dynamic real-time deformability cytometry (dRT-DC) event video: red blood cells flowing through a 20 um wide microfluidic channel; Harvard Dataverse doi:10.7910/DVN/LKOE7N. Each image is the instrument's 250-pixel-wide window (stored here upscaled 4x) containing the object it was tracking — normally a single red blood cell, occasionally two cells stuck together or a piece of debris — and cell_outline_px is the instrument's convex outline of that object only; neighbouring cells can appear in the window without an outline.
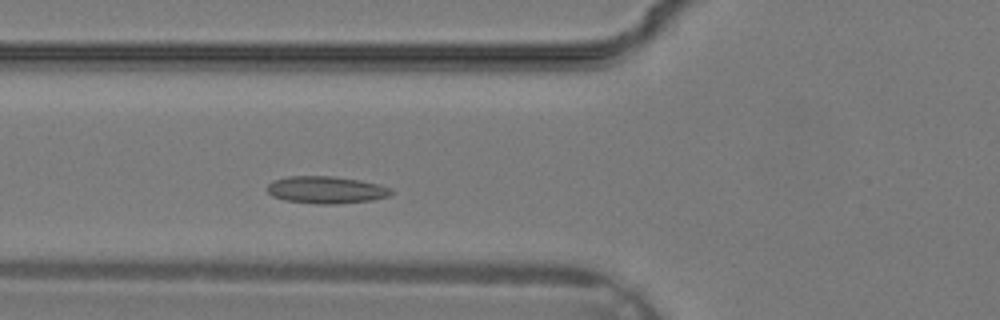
{"species": "common noctule bat (a hibernating species)", "species_latin": "Nyctalus noctula", "temperature_condition": "warm", "stored_images_in_passage": 26, "camera_frame_rate_fps": 3000, "um_per_image_px": 0.085, "animal": {"sex": "male", "body_mass_g": 19.2, "forearm_length_mm": 51.8}, "frame": {"image": 1, "passage_image": 5, "time_ms": 1.333, "image_size_px": [1000, 320], "cell_outline_px": [[392, 192], [388, 196], [372, 200], [336, 204], [316, 204], [284, 200], [272, 196], [268, 192], [268, 184], [272, 180], [288, 176], [332, 176], [360, 180], [380, 184], [392, 188]], "centroid_in_image_um": [27.72, 16.13], "position_along_channel_um": 98.1, "area_um2": 19.77}}
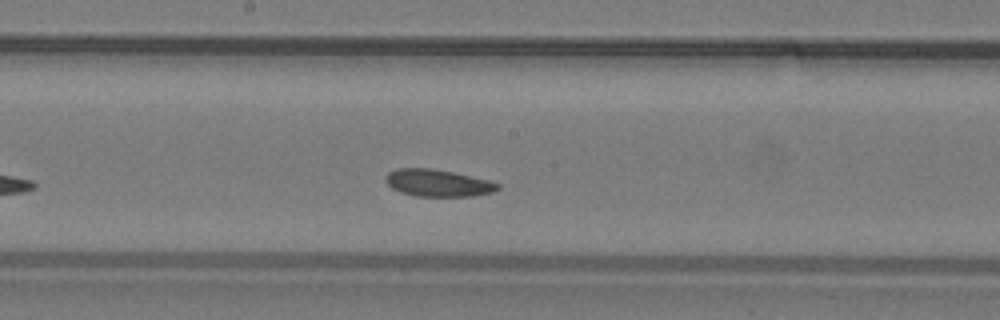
{"frame": {"image": 2, "passage_image": 11, "time_ms": 3.333, "image_size_px": [1000, 320], "cell_outline_px": [[500, 188], [492, 192], [472, 196], [416, 196], [400, 192], [392, 188], [384, 180], [384, 176], [388, 172], [396, 168], [432, 168], [492, 180], [500, 184]], "centroid_in_image_um": [37.21, 15.54], "position_along_channel_um": 211.0, "area_um2": 17.86}}
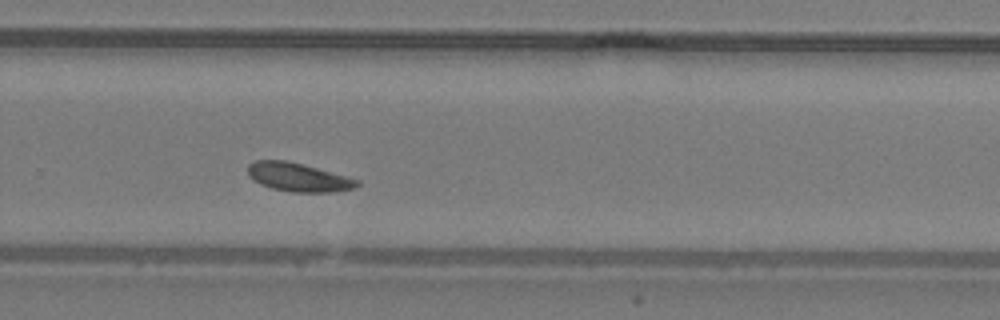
{"frame": {"image": 3, "passage_image": 16, "time_ms": 5.0, "image_size_px": [1000, 320], "cell_outline_px": [[360, 184], [356, 188], [336, 192], [292, 192], [272, 188], [260, 184], [252, 180], [248, 176], [248, 164], [256, 160], [284, 160], [316, 168], [360, 180]], "centroid_in_image_um": [25.35, 15.08], "position_along_channel_um": 304.5, "area_um2": 18.15}}